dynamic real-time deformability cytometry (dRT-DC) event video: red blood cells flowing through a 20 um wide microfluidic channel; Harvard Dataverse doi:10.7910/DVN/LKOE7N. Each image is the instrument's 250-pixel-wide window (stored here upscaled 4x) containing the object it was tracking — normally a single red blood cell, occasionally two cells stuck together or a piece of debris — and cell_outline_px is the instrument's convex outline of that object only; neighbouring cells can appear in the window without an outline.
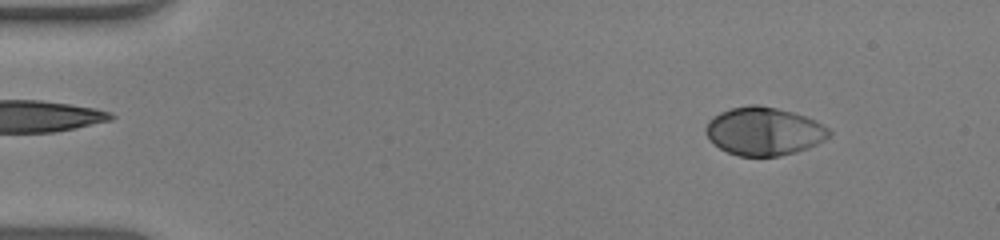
{"species": "human", "species_latin": "Homo sapiens", "temperature_condition": "warm", "stored_images_in_passage": 52, "camera_frame_rate_fps": 3000, "um_per_image_px": 0.085, "donor": {"sex": "male"}, "frame": {"image": 1, "passage_image": 6, "time_ms": 1.667, "image_size_px": [1000, 240], "cell_outline_px": [[832, 136], [808, 148], [796, 152], [780, 156], [740, 156], [728, 152], [720, 148], [704, 132], [704, 128], [708, 120], [720, 112], [732, 108], [748, 104], [760, 104], [808, 116], [824, 124], [832, 132]], "centroid_in_image_um": [64.97, 11.14], "position_along_channel_um": 20.0, "area_um2": 34.85}}
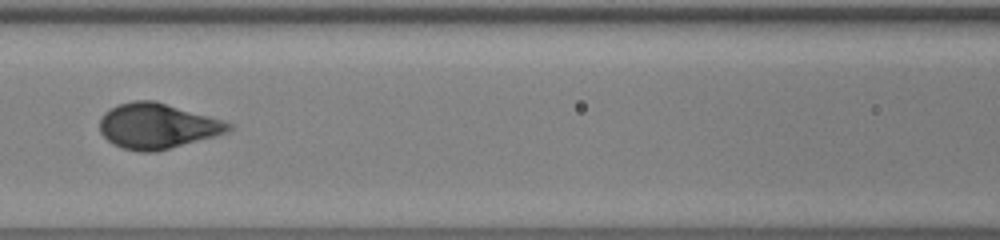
{"frame": {"image": 2, "passage_image": 24, "time_ms": 7.667, "image_size_px": [1000, 240], "cell_outline_px": [[232, 128], [228, 132], [216, 136], [156, 152], [140, 152], [124, 148], [112, 144], [100, 132], [100, 116], [104, 112], [120, 104], [132, 100], [152, 100], [208, 116], [232, 124]], "centroid_in_image_um": [13.34, 10.73], "position_along_channel_um": 153.3, "area_um2": 33.76}}
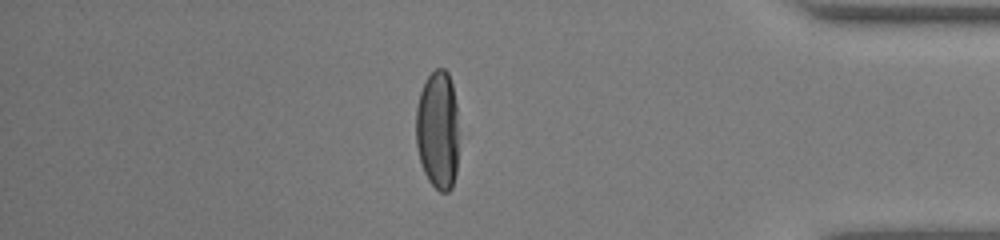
{"frame": {"image": 3, "passage_image": 45, "time_ms": 14.667, "image_size_px": [1000, 240], "cell_outline_px": [[460, 132], [456, 172], [452, 188], [448, 192], [440, 192], [428, 180], [424, 172], [420, 160], [416, 144], [416, 108], [420, 92], [428, 76], [436, 68], [444, 68], [448, 72], [452, 84], [456, 104]], "centroid_in_image_um": [37.24, 11.06], "position_along_channel_um": 398.0, "area_um2": 30.35}, "authors_computed_cell_mechanics": {"area_um2": 34.3621, "velocity_mm_per_s": 3.9346, "shape_relaxation_time_tau1_ms": 2.9733, "shape_relaxation_time_tau2_ms": null, "deformation_change_tau1": 0.2177, "deformation_change_tau2": null}}